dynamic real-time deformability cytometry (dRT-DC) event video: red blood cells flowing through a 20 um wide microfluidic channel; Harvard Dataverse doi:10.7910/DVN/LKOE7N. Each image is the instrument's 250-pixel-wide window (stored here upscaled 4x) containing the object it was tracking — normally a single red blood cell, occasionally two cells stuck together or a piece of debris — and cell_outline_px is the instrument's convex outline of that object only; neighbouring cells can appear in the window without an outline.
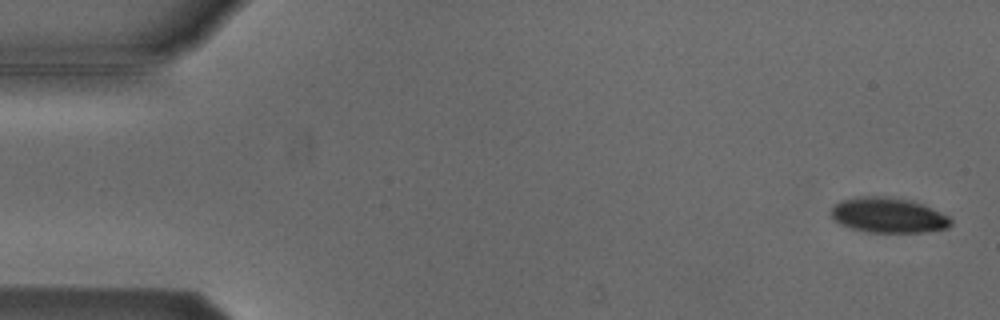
{"species": "Egyptian fruit bat (a non-hibernating species)", "species_latin": "Rousettus aegyptiacus", "temperature_condition": "cold", "stored_images_in_passage": 6, "camera_frame_rate_fps": 3000, "um_per_image_px": 0.085, "animal": {"sex": "male"}, "frame": {"image": 1, "passage_image": 1, "time_ms": 0.0, "image_size_px": [1000, 320], "cell_outline_px": [[952, 224], [948, 228], [928, 232], [868, 232], [852, 228], [840, 224], [828, 212], [832, 204], [840, 200], [860, 196], [888, 196], [912, 200], [924, 204], [948, 216], [952, 220]], "centroid_in_image_um": [75.49, 18.28], "position_along_channel_um": 9.5, "area_um2": 24.91}}